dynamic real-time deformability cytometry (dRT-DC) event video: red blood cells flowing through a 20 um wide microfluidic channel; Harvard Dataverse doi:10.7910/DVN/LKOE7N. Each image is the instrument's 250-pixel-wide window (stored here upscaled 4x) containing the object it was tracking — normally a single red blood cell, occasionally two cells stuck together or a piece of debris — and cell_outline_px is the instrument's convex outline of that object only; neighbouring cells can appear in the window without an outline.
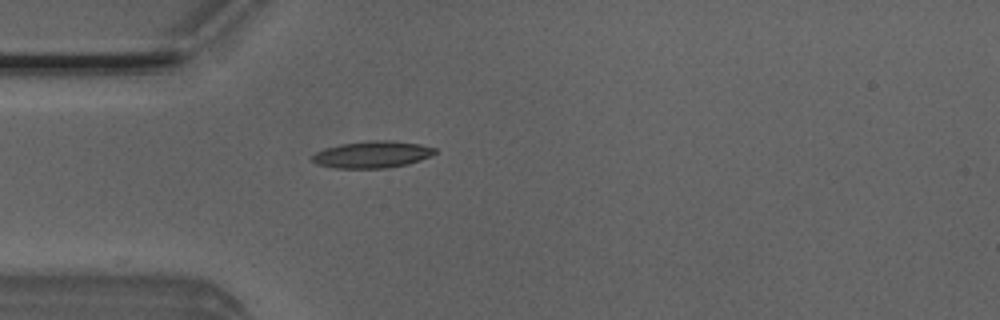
{"species": "Egyptian fruit bat (a non-hibernating species)", "species_latin": "Rousettus aegyptiacus", "temperature_condition": "room temperature", "stored_images_in_passage": 10, "camera_frame_rate_fps": 3000, "um_per_image_px": 0.085, "animal": {"sex": "male"}, "frame": {"image": 1, "passage_image": 1, "time_ms": 0.0, "image_size_px": [1000, 320], "cell_outline_px": [[436, 152], [432, 156], [408, 164], [388, 168], [336, 168], [316, 164], [312, 160], [312, 156], [316, 152], [324, 148], [340, 144], [368, 140], [392, 140], [420, 144], [436, 148]], "centroid_in_image_um": [31.65, 13.12], "position_along_channel_um": 53.3, "area_um2": 19.36}}
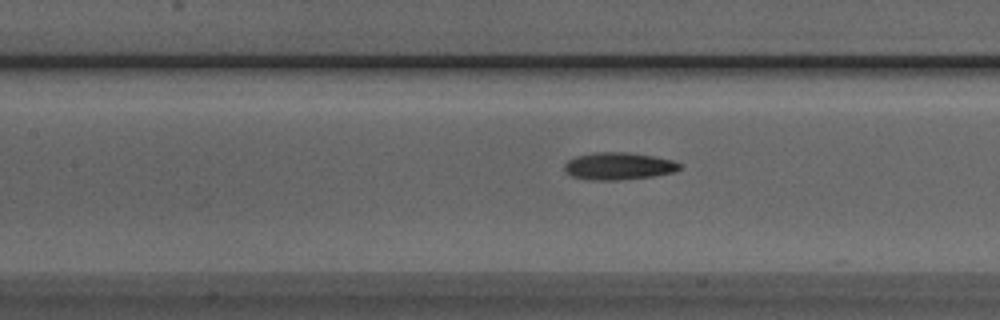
{"frame": {"image": 2, "passage_image": 9, "time_ms": 2.667, "image_size_px": [1000, 320], "cell_outline_px": [[680, 168], [676, 172], [652, 176], [616, 180], [592, 180], [572, 176], [564, 168], [564, 164], [568, 160], [576, 156], [596, 152], [628, 152], [652, 156], [672, 160], [680, 164]], "centroid_in_image_um": [52.58, 14.11], "position_along_channel_um": 154.8, "area_um2": 18.15}}